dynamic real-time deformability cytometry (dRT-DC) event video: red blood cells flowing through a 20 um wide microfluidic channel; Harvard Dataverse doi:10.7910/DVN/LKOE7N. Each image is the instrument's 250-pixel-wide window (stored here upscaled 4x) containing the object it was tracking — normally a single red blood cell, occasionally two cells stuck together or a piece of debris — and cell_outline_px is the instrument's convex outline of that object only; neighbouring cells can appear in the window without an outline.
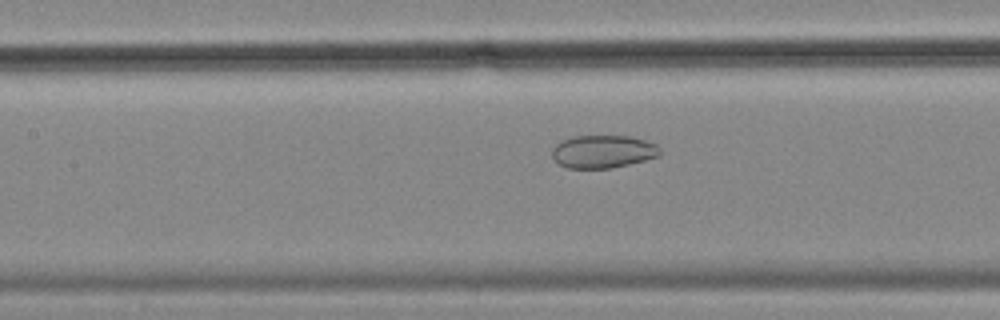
{"species": "common noctule bat (a hibernating species)", "species_latin": "Nyctalus noctula", "temperature_condition": "cold", "stored_images_in_passage": 57, "camera_frame_rate_fps": 3000, "um_per_image_px": 0.085, "animal": {"sex": "female", "body_mass_g": 18.4}, "frame": {"image": 1, "passage_image": 26, "time_ms": 8.333, "image_size_px": [1000, 320], "cell_outline_px": [[660, 156], [612, 168], [568, 168], [560, 164], [552, 156], [552, 148], [556, 144], [572, 136], [632, 136], [656, 144], [660, 148]], "centroid_in_image_um": [51.27, 12.88], "position_along_channel_um": 156.1, "area_um2": 20.58}}
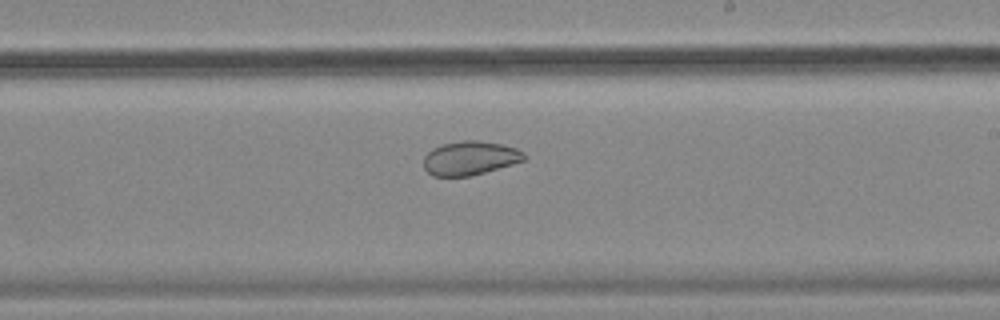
{"frame": {"image": 2, "passage_image": 34, "time_ms": 11.0, "image_size_px": [1000, 320], "cell_outline_px": [[528, 156], [524, 160], [512, 164], [484, 172], [468, 176], [432, 176], [424, 168], [424, 156], [432, 148], [440, 144], [464, 140], [480, 140], [504, 144], [516, 148], [524, 152]], "centroid_in_image_um": [39.95, 13.42], "position_along_channel_um": 249.0, "area_um2": 20.0}}
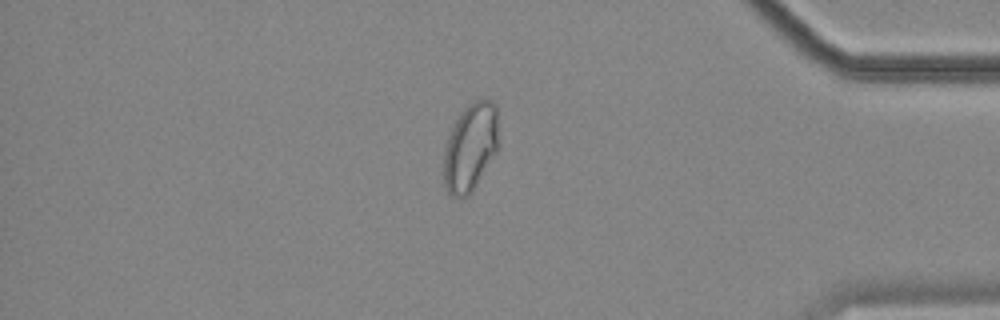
{"frame": {"image": 3, "passage_image": 49, "time_ms": 16.0, "image_size_px": [1000, 320], "cell_outline_px": [[496, 152], [472, 192], [464, 196], [452, 196], [448, 192], [444, 184], [444, 148], [448, 136], [456, 120], [464, 108], [472, 100], [484, 96], [492, 100], [496, 104]], "centroid_in_image_um": [39.97, 12.47], "position_along_channel_um": 395.2, "area_um2": 27.86}, "authors_computed_cell_mechanics": {"area_um2": 27.6862, "velocity_mm_per_s": 3.5018, "shape_relaxation_time_tau1_ms": null, "shape_relaxation_time_tau2_ms": 2.1704, "deformation_change_tau1": null, "deformation_change_tau2": 0.0621}}